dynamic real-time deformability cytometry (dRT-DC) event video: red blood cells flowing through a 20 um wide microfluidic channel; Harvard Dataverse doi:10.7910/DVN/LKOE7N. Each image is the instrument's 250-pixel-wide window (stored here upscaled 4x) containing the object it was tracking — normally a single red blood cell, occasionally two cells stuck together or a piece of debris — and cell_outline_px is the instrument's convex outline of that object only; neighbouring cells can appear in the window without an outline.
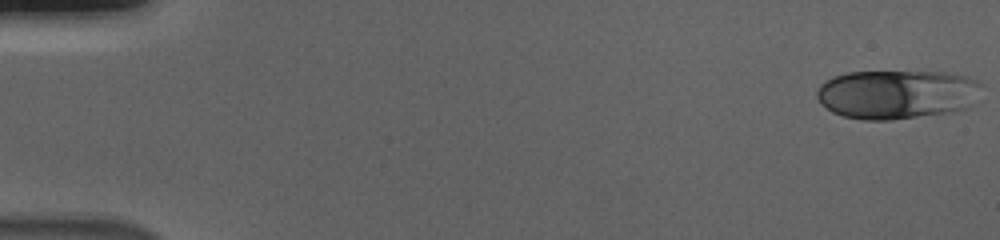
{"species": "human", "species_latin": "Homo sapiens", "temperature_condition": "cold", "stored_images_in_passage": 55, "camera_frame_rate_fps": 3000, "um_per_image_px": 0.085, "donor": {"sex": "male"}, "frame": {"image": 1, "passage_image": 1, "time_ms": 0.0, "image_size_px": [1000, 240], "cell_outline_px": [[984, 84], [968, 108], [952, 112], [892, 120], [864, 120], [844, 116], [832, 112], [820, 104], [816, 96], [816, 92], [820, 84], [824, 80], [832, 76], [848, 72], [944, 72], [968, 76]], "centroid_in_image_um": [76.21, 8.01], "position_along_channel_um": 8.8, "area_um2": 47.57}}
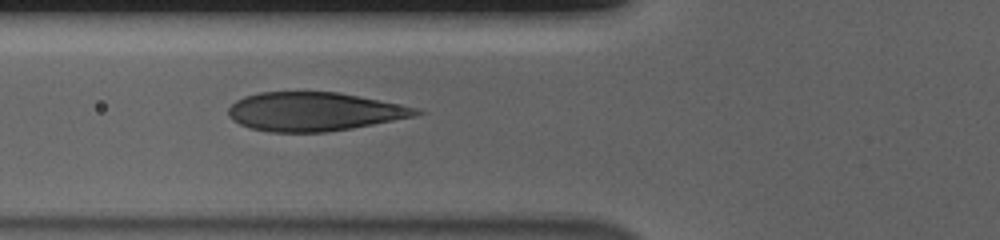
{"frame": {"image": 2, "passage_image": 21, "time_ms": 6.667, "image_size_px": [1000, 240], "cell_outline_px": [[428, 112], [416, 116], [352, 128], [324, 132], [268, 132], [248, 128], [232, 120], [228, 116], [228, 108], [236, 100], [244, 96], [260, 92], [340, 92], [420, 108]], "centroid_in_image_um": [26.72, 9.49], "position_along_channel_um": 99.1, "area_um2": 42.66}}
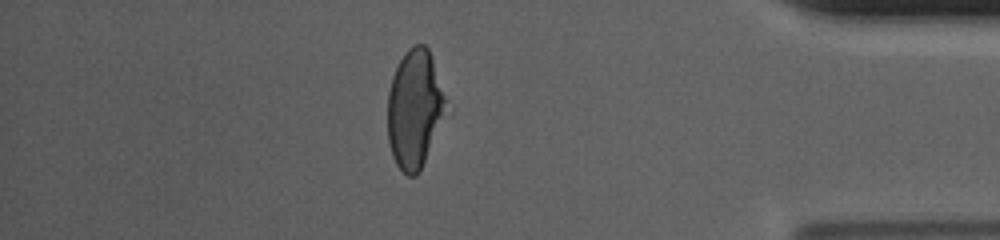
{"frame": {"image": 3, "passage_image": 48, "time_ms": 15.667, "image_size_px": [1000, 240], "cell_outline_px": [[444, 112], [424, 160], [416, 176], [408, 176], [396, 164], [392, 156], [388, 140], [388, 92], [392, 76], [404, 52], [412, 44], [424, 44], [428, 48], [444, 96]], "centroid_in_image_um": [35.17, 9.22], "position_along_channel_um": 400.0, "area_um2": 38.96}, "authors_computed_cell_mechanics": {"area_um2": 43.35, "velocity_mm_per_s": 3.6987, "shape_relaxation_time_tau1_ms": 4.5864, "shape_relaxation_time_tau2_ms": null, "deformation_change_tau1": 0.1789, "deformation_change_tau2": null}}